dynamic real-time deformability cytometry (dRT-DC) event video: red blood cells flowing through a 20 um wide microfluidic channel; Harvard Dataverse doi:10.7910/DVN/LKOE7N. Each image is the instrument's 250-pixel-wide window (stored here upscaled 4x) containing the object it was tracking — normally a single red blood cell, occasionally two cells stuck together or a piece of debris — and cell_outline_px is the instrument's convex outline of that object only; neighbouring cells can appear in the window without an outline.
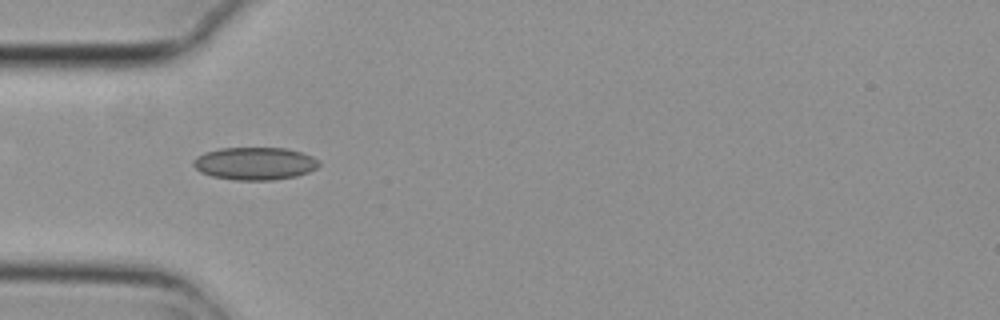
{"species": "common noctule bat (a hibernating species)", "species_latin": "Nyctalus noctula", "temperature_condition": "cold", "stored_images_in_passage": 8, "camera_frame_rate_fps": 3000, "um_per_image_px": 0.085, "animal": {"sex": "female", "body_mass_g": 29.2, "forearm_length_mm": 56.3}, "frame": {"image": 1, "passage_image": 4, "time_ms": 1.0, "image_size_px": [1000, 320], "cell_outline_px": [[320, 164], [316, 168], [308, 172], [296, 176], [272, 180], [236, 180], [212, 176], [200, 172], [192, 164], [192, 160], [196, 156], [204, 152], [220, 148], [288, 148], [312, 156], [320, 160]], "centroid_in_image_um": [21.65, 13.89], "position_along_channel_um": 63.4, "area_um2": 24.04}}
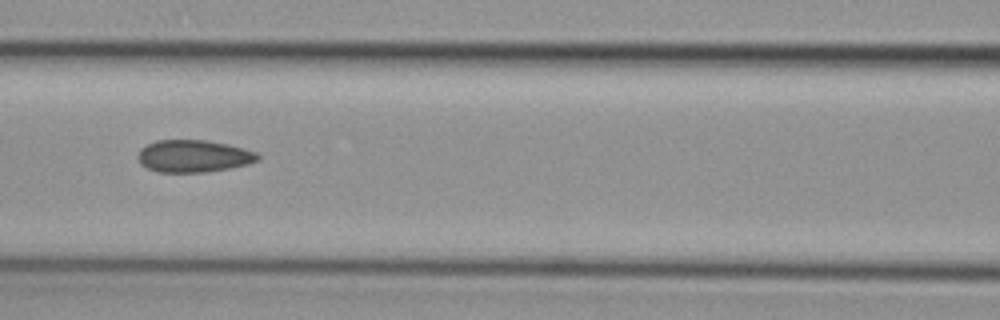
{"frame": {"image": 2, "passage_image": 6, "time_ms": 1.667, "image_size_px": [1000, 320], "cell_outline_px": [[260, 160], [248, 164], [228, 168], [204, 172], [156, 172], [140, 164], [136, 156], [140, 148], [156, 140], [208, 140], [228, 144], [256, 152], [260, 156]], "centroid_in_image_um": [16.43, 13.26], "position_along_channel_um": 150.2, "area_um2": 22.66}}
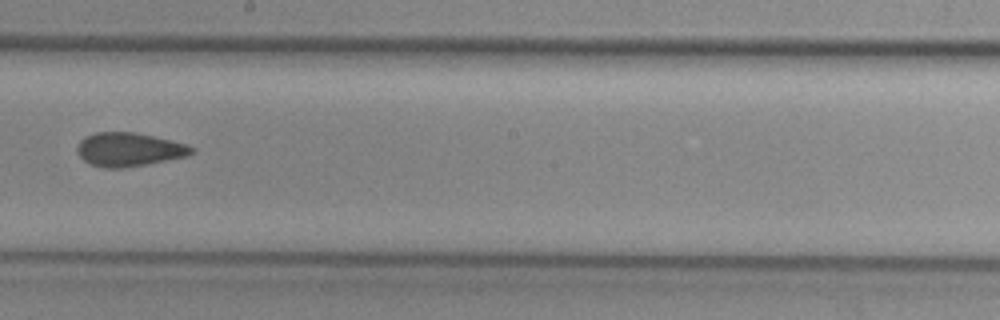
{"frame": {"image": 3, "passage_image": 8, "time_ms": 2.333, "image_size_px": [1000, 320], "cell_outline_px": [[196, 152], [188, 156], [148, 164], [124, 168], [104, 168], [88, 164], [76, 152], [76, 148], [80, 140], [84, 136], [96, 132], [136, 132], [172, 140], [188, 144], [196, 148]], "centroid_in_image_um": [10.99, 12.71], "position_along_channel_um": 237.2, "area_um2": 22.95}}